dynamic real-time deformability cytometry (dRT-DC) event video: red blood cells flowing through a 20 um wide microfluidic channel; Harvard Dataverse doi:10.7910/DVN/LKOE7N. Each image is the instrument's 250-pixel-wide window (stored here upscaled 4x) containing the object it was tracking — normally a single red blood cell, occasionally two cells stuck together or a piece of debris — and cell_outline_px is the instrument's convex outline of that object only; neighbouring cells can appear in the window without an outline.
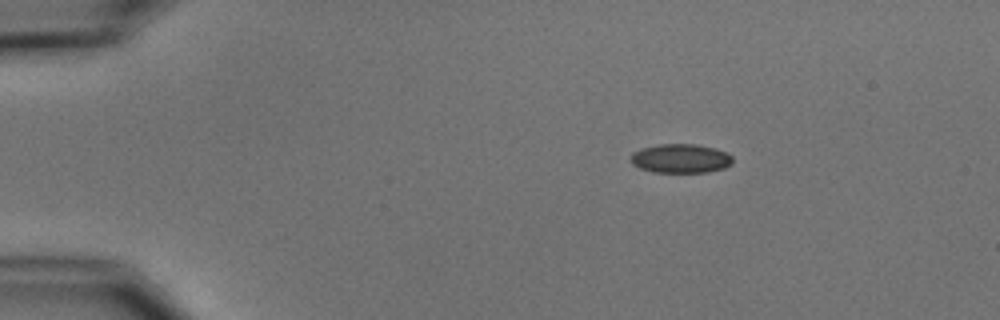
{"species": "common noctule bat (a hibernating species)", "species_latin": "Nyctalus noctula", "temperature_condition": "cold", "stored_images_in_passage": 4, "camera_frame_rate_fps": 3000, "um_per_image_px": 0.085, "animal": {"sex": "male", "body_mass_g": 15.6}, "frame": {"image": 1, "passage_image": 1, "time_ms": 0.0, "image_size_px": [1000, 320], "cell_outline_px": [[732, 164], [724, 168], [708, 172], [652, 172], [640, 168], [632, 164], [628, 160], [632, 152], [640, 148], [656, 144], [696, 144], [716, 148], [728, 152], [732, 156]], "centroid_in_image_um": [57.83, 13.46], "position_along_channel_um": 27.2, "area_um2": 17.63}}
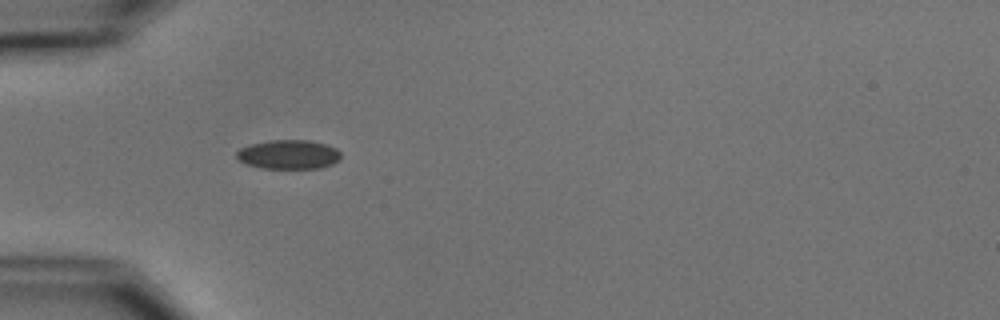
{"frame": {"image": 2, "passage_image": 3, "time_ms": 2.667, "image_size_px": [1000, 320], "cell_outline_px": [[340, 160], [332, 164], [320, 168], [264, 168], [244, 164], [236, 156], [236, 152], [240, 148], [252, 144], [268, 140], [308, 140], [324, 144], [336, 148], [340, 152]], "centroid_in_image_um": [24.53, 13.13], "position_along_channel_um": 60.5, "area_um2": 17.69}}